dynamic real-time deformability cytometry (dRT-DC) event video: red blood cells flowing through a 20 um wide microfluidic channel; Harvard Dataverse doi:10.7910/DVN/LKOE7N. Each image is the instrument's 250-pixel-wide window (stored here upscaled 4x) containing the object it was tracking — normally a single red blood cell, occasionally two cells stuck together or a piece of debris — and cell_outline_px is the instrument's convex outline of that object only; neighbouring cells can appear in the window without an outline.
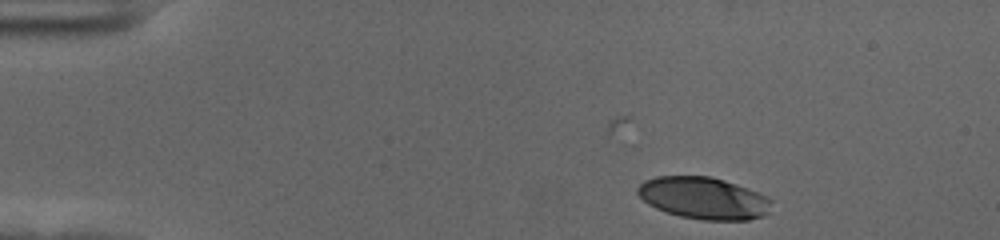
{"species": "human", "species_latin": "Homo sapiens", "temperature_condition": "cold", "stored_images_in_passage": 38, "camera_frame_rate_fps": 3000, "um_per_image_px": 0.085, "donor": {"sex": "female"}, "frame": {"image": 1, "passage_image": 1, "time_ms": 0.0, "image_size_px": [1000, 240], "cell_outline_px": [[772, 200], [768, 212], [764, 216], [748, 220], [704, 220], [680, 216], [656, 208], [648, 204], [636, 192], [636, 188], [644, 180], [656, 176], [708, 176], [724, 180], [736, 184], [768, 196]], "centroid_in_image_um": [59.81, 16.84], "position_along_channel_um": 25.2, "area_um2": 32.71}}
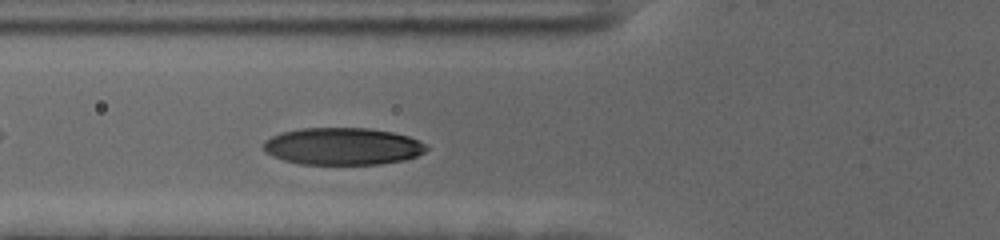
{"frame": {"image": 2, "passage_image": 14, "time_ms": 4.333, "image_size_px": [1000, 240], "cell_outline_px": [[428, 148], [424, 152], [416, 156], [404, 160], [380, 164], [300, 164], [284, 160], [272, 156], [264, 152], [264, 140], [272, 136], [284, 132], [300, 128], [368, 128], [392, 132], [408, 136], [420, 140]], "centroid_in_image_um": [29.12, 12.44], "position_along_channel_um": 96.7, "area_um2": 35.32}}
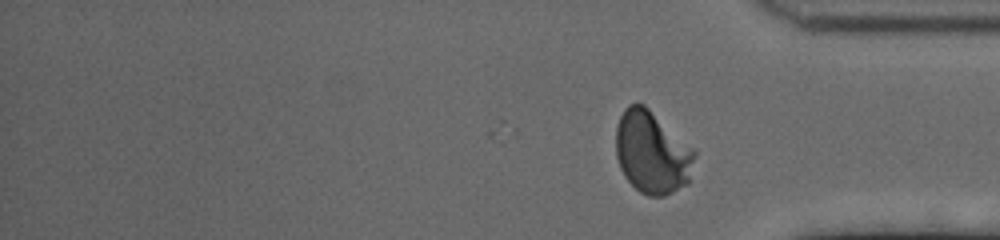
{"frame": {"image": 3, "passage_image": 38, "time_ms": 12.333, "image_size_px": [1000, 240], "cell_outline_px": [[696, 156], [688, 184], [664, 196], [648, 196], [640, 192], [624, 176], [620, 168], [616, 156], [616, 128], [620, 116], [624, 108], [628, 104], [644, 104], [696, 148]], "centroid_in_image_um": [55.45, 12.94], "position_along_channel_um": 379.7, "area_um2": 38.38}}